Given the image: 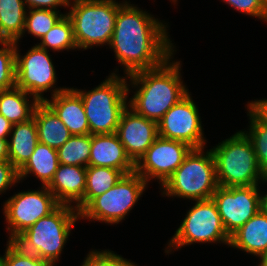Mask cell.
Wrapping results in <instances>:
<instances>
[{
	"label": "cell",
	"mask_w": 267,
	"mask_h": 266,
	"mask_svg": "<svg viewBox=\"0 0 267 266\" xmlns=\"http://www.w3.org/2000/svg\"><path fill=\"white\" fill-rule=\"evenodd\" d=\"M0 266H3V256H0Z\"/></svg>",
	"instance_id": "obj_41"
},
{
	"label": "cell",
	"mask_w": 267,
	"mask_h": 266,
	"mask_svg": "<svg viewBox=\"0 0 267 266\" xmlns=\"http://www.w3.org/2000/svg\"><path fill=\"white\" fill-rule=\"evenodd\" d=\"M89 166L110 167L125 175L135 172V164L126 154L116 132L91 135Z\"/></svg>",
	"instance_id": "obj_17"
},
{
	"label": "cell",
	"mask_w": 267,
	"mask_h": 266,
	"mask_svg": "<svg viewBox=\"0 0 267 266\" xmlns=\"http://www.w3.org/2000/svg\"><path fill=\"white\" fill-rule=\"evenodd\" d=\"M116 133L126 154L136 164L158 137L157 122L127 107L121 114Z\"/></svg>",
	"instance_id": "obj_15"
},
{
	"label": "cell",
	"mask_w": 267,
	"mask_h": 266,
	"mask_svg": "<svg viewBox=\"0 0 267 266\" xmlns=\"http://www.w3.org/2000/svg\"><path fill=\"white\" fill-rule=\"evenodd\" d=\"M187 94L157 122L158 136L181 141L192 148H205V137L198 108Z\"/></svg>",
	"instance_id": "obj_13"
},
{
	"label": "cell",
	"mask_w": 267,
	"mask_h": 266,
	"mask_svg": "<svg viewBox=\"0 0 267 266\" xmlns=\"http://www.w3.org/2000/svg\"><path fill=\"white\" fill-rule=\"evenodd\" d=\"M59 166L57 149L38 143L33 154L18 170L19 181L24 180L28 174H34L42 182V186H48L52 181Z\"/></svg>",
	"instance_id": "obj_23"
},
{
	"label": "cell",
	"mask_w": 267,
	"mask_h": 266,
	"mask_svg": "<svg viewBox=\"0 0 267 266\" xmlns=\"http://www.w3.org/2000/svg\"><path fill=\"white\" fill-rule=\"evenodd\" d=\"M267 182V175L264 176L262 180V184ZM260 209L261 211L267 215V193L264 196L261 194L260 196Z\"/></svg>",
	"instance_id": "obj_39"
},
{
	"label": "cell",
	"mask_w": 267,
	"mask_h": 266,
	"mask_svg": "<svg viewBox=\"0 0 267 266\" xmlns=\"http://www.w3.org/2000/svg\"><path fill=\"white\" fill-rule=\"evenodd\" d=\"M219 187L216 165L211 150L192 148L183 163L162 185L163 194L189 200L211 199Z\"/></svg>",
	"instance_id": "obj_6"
},
{
	"label": "cell",
	"mask_w": 267,
	"mask_h": 266,
	"mask_svg": "<svg viewBox=\"0 0 267 266\" xmlns=\"http://www.w3.org/2000/svg\"><path fill=\"white\" fill-rule=\"evenodd\" d=\"M260 257L267 253V215L261 210L230 236L229 247Z\"/></svg>",
	"instance_id": "obj_19"
},
{
	"label": "cell",
	"mask_w": 267,
	"mask_h": 266,
	"mask_svg": "<svg viewBox=\"0 0 267 266\" xmlns=\"http://www.w3.org/2000/svg\"><path fill=\"white\" fill-rule=\"evenodd\" d=\"M186 217L175 231L168 248L179 249L193 243H224L229 246L230 236L225 231L217 206L213 199L198 200L185 214ZM170 248V249H169Z\"/></svg>",
	"instance_id": "obj_9"
},
{
	"label": "cell",
	"mask_w": 267,
	"mask_h": 266,
	"mask_svg": "<svg viewBox=\"0 0 267 266\" xmlns=\"http://www.w3.org/2000/svg\"><path fill=\"white\" fill-rule=\"evenodd\" d=\"M33 117L39 143L58 149L72 136L65 124L44 101L36 106Z\"/></svg>",
	"instance_id": "obj_21"
},
{
	"label": "cell",
	"mask_w": 267,
	"mask_h": 266,
	"mask_svg": "<svg viewBox=\"0 0 267 266\" xmlns=\"http://www.w3.org/2000/svg\"><path fill=\"white\" fill-rule=\"evenodd\" d=\"M29 9H50L57 10V8L66 6L70 7V0H23Z\"/></svg>",
	"instance_id": "obj_35"
},
{
	"label": "cell",
	"mask_w": 267,
	"mask_h": 266,
	"mask_svg": "<svg viewBox=\"0 0 267 266\" xmlns=\"http://www.w3.org/2000/svg\"><path fill=\"white\" fill-rule=\"evenodd\" d=\"M172 56L155 68L127 76L136 87L128 107L135 113L158 122L164 114L189 92L181 81L180 61L170 62Z\"/></svg>",
	"instance_id": "obj_2"
},
{
	"label": "cell",
	"mask_w": 267,
	"mask_h": 266,
	"mask_svg": "<svg viewBox=\"0 0 267 266\" xmlns=\"http://www.w3.org/2000/svg\"><path fill=\"white\" fill-rule=\"evenodd\" d=\"M63 15L60 11L50 9H27L22 37L27 31L41 39Z\"/></svg>",
	"instance_id": "obj_28"
},
{
	"label": "cell",
	"mask_w": 267,
	"mask_h": 266,
	"mask_svg": "<svg viewBox=\"0 0 267 266\" xmlns=\"http://www.w3.org/2000/svg\"><path fill=\"white\" fill-rule=\"evenodd\" d=\"M86 168L82 166L59 164L47 188L56 200L63 205H76L84 198L86 187Z\"/></svg>",
	"instance_id": "obj_18"
},
{
	"label": "cell",
	"mask_w": 267,
	"mask_h": 266,
	"mask_svg": "<svg viewBox=\"0 0 267 266\" xmlns=\"http://www.w3.org/2000/svg\"><path fill=\"white\" fill-rule=\"evenodd\" d=\"M148 183L136 172L124 175L105 193L95 197L80 213V219L118 224L138 202Z\"/></svg>",
	"instance_id": "obj_8"
},
{
	"label": "cell",
	"mask_w": 267,
	"mask_h": 266,
	"mask_svg": "<svg viewBox=\"0 0 267 266\" xmlns=\"http://www.w3.org/2000/svg\"><path fill=\"white\" fill-rule=\"evenodd\" d=\"M90 149L91 134L72 135L57 149L59 164L88 167Z\"/></svg>",
	"instance_id": "obj_27"
},
{
	"label": "cell",
	"mask_w": 267,
	"mask_h": 266,
	"mask_svg": "<svg viewBox=\"0 0 267 266\" xmlns=\"http://www.w3.org/2000/svg\"><path fill=\"white\" fill-rule=\"evenodd\" d=\"M39 143L34 117L26 122L13 124L8 139L9 161L19 170L33 154Z\"/></svg>",
	"instance_id": "obj_20"
},
{
	"label": "cell",
	"mask_w": 267,
	"mask_h": 266,
	"mask_svg": "<svg viewBox=\"0 0 267 266\" xmlns=\"http://www.w3.org/2000/svg\"><path fill=\"white\" fill-rule=\"evenodd\" d=\"M13 124L0 114V139H8Z\"/></svg>",
	"instance_id": "obj_37"
},
{
	"label": "cell",
	"mask_w": 267,
	"mask_h": 266,
	"mask_svg": "<svg viewBox=\"0 0 267 266\" xmlns=\"http://www.w3.org/2000/svg\"><path fill=\"white\" fill-rule=\"evenodd\" d=\"M249 131H244L251 140L254 151L264 175H267V124L261 121L249 108Z\"/></svg>",
	"instance_id": "obj_29"
},
{
	"label": "cell",
	"mask_w": 267,
	"mask_h": 266,
	"mask_svg": "<svg viewBox=\"0 0 267 266\" xmlns=\"http://www.w3.org/2000/svg\"><path fill=\"white\" fill-rule=\"evenodd\" d=\"M191 149L184 142L158 136L135 164V172L147 183L150 179H157L162 186L183 163Z\"/></svg>",
	"instance_id": "obj_14"
},
{
	"label": "cell",
	"mask_w": 267,
	"mask_h": 266,
	"mask_svg": "<svg viewBox=\"0 0 267 266\" xmlns=\"http://www.w3.org/2000/svg\"><path fill=\"white\" fill-rule=\"evenodd\" d=\"M81 266H137L110 250H92Z\"/></svg>",
	"instance_id": "obj_32"
},
{
	"label": "cell",
	"mask_w": 267,
	"mask_h": 266,
	"mask_svg": "<svg viewBox=\"0 0 267 266\" xmlns=\"http://www.w3.org/2000/svg\"><path fill=\"white\" fill-rule=\"evenodd\" d=\"M0 91L16 86L15 42L0 41Z\"/></svg>",
	"instance_id": "obj_30"
},
{
	"label": "cell",
	"mask_w": 267,
	"mask_h": 266,
	"mask_svg": "<svg viewBox=\"0 0 267 266\" xmlns=\"http://www.w3.org/2000/svg\"><path fill=\"white\" fill-rule=\"evenodd\" d=\"M26 8L23 0H0V41L17 42L22 38Z\"/></svg>",
	"instance_id": "obj_25"
},
{
	"label": "cell",
	"mask_w": 267,
	"mask_h": 266,
	"mask_svg": "<svg viewBox=\"0 0 267 266\" xmlns=\"http://www.w3.org/2000/svg\"><path fill=\"white\" fill-rule=\"evenodd\" d=\"M10 197L3 206L10 233L8 241H14L41 217L52 213L60 205L46 186H42L41 190L18 192Z\"/></svg>",
	"instance_id": "obj_10"
},
{
	"label": "cell",
	"mask_w": 267,
	"mask_h": 266,
	"mask_svg": "<svg viewBox=\"0 0 267 266\" xmlns=\"http://www.w3.org/2000/svg\"><path fill=\"white\" fill-rule=\"evenodd\" d=\"M220 187L259 185L264 178L253 144L242 130L210 149ZM259 183V184H258Z\"/></svg>",
	"instance_id": "obj_3"
},
{
	"label": "cell",
	"mask_w": 267,
	"mask_h": 266,
	"mask_svg": "<svg viewBox=\"0 0 267 266\" xmlns=\"http://www.w3.org/2000/svg\"><path fill=\"white\" fill-rule=\"evenodd\" d=\"M125 1L119 7L109 47L127 76L158 67L174 54L168 26Z\"/></svg>",
	"instance_id": "obj_1"
},
{
	"label": "cell",
	"mask_w": 267,
	"mask_h": 266,
	"mask_svg": "<svg viewBox=\"0 0 267 266\" xmlns=\"http://www.w3.org/2000/svg\"><path fill=\"white\" fill-rule=\"evenodd\" d=\"M79 212L70 205L60 204L52 213L41 217L13 242L23 251L56 265Z\"/></svg>",
	"instance_id": "obj_4"
},
{
	"label": "cell",
	"mask_w": 267,
	"mask_h": 266,
	"mask_svg": "<svg viewBox=\"0 0 267 266\" xmlns=\"http://www.w3.org/2000/svg\"><path fill=\"white\" fill-rule=\"evenodd\" d=\"M259 185L218 187L212 199L215 202L223 227L231 236L260 209Z\"/></svg>",
	"instance_id": "obj_12"
},
{
	"label": "cell",
	"mask_w": 267,
	"mask_h": 266,
	"mask_svg": "<svg viewBox=\"0 0 267 266\" xmlns=\"http://www.w3.org/2000/svg\"><path fill=\"white\" fill-rule=\"evenodd\" d=\"M40 41L37 45L48 51L78 49L74 39L73 24L67 14H64Z\"/></svg>",
	"instance_id": "obj_26"
},
{
	"label": "cell",
	"mask_w": 267,
	"mask_h": 266,
	"mask_svg": "<svg viewBox=\"0 0 267 266\" xmlns=\"http://www.w3.org/2000/svg\"><path fill=\"white\" fill-rule=\"evenodd\" d=\"M31 96L17 86L0 91V114L12 124L28 121L40 103L36 97ZM29 98H33L32 102Z\"/></svg>",
	"instance_id": "obj_22"
},
{
	"label": "cell",
	"mask_w": 267,
	"mask_h": 266,
	"mask_svg": "<svg viewBox=\"0 0 267 266\" xmlns=\"http://www.w3.org/2000/svg\"><path fill=\"white\" fill-rule=\"evenodd\" d=\"M17 44L18 41L15 42L16 86L43 102V93L55 88L57 80L49 51L35 44L22 56Z\"/></svg>",
	"instance_id": "obj_11"
},
{
	"label": "cell",
	"mask_w": 267,
	"mask_h": 266,
	"mask_svg": "<svg viewBox=\"0 0 267 266\" xmlns=\"http://www.w3.org/2000/svg\"><path fill=\"white\" fill-rule=\"evenodd\" d=\"M122 4L123 1L118 3L116 0H70L71 8L66 14L72 21L78 49L110 45L116 15Z\"/></svg>",
	"instance_id": "obj_7"
},
{
	"label": "cell",
	"mask_w": 267,
	"mask_h": 266,
	"mask_svg": "<svg viewBox=\"0 0 267 266\" xmlns=\"http://www.w3.org/2000/svg\"><path fill=\"white\" fill-rule=\"evenodd\" d=\"M125 174L114 168L88 166L84 198L74 207L80 213L95 197L116 185Z\"/></svg>",
	"instance_id": "obj_24"
},
{
	"label": "cell",
	"mask_w": 267,
	"mask_h": 266,
	"mask_svg": "<svg viewBox=\"0 0 267 266\" xmlns=\"http://www.w3.org/2000/svg\"><path fill=\"white\" fill-rule=\"evenodd\" d=\"M18 170L10 161H0V194L6 192L9 187L19 183Z\"/></svg>",
	"instance_id": "obj_34"
},
{
	"label": "cell",
	"mask_w": 267,
	"mask_h": 266,
	"mask_svg": "<svg viewBox=\"0 0 267 266\" xmlns=\"http://www.w3.org/2000/svg\"><path fill=\"white\" fill-rule=\"evenodd\" d=\"M3 266H54L49 261L37 257L35 254L23 251L13 241L7 242L3 256Z\"/></svg>",
	"instance_id": "obj_31"
},
{
	"label": "cell",
	"mask_w": 267,
	"mask_h": 266,
	"mask_svg": "<svg viewBox=\"0 0 267 266\" xmlns=\"http://www.w3.org/2000/svg\"><path fill=\"white\" fill-rule=\"evenodd\" d=\"M125 77L111 73L89 91L74 89L81 97L91 135L115 133L121 114L128 107L130 85Z\"/></svg>",
	"instance_id": "obj_5"
},
{
	"label": "cell",
	"mask_w": 267,
	"mask_h": 266,
	"mask_svg": "<svg viewBox=\"0 0 267 266\" xmlns=\"http://www.w3.org/2000/svg\"><path fill=\"white\" fill-rule=\"evenodd\" d=\"M223 2L240 13L258 17L267 22V4L264 0H223Z\"/></svg>",
	"instance_id": "obj_33"
},
{
	"label": "cell",
	"mask_w": 267,
	"mask_h": 266,
	"mask_svg": "<svg viewBox=\"0 0 267 266\" xmlns=\"http://www.w3.org/2000/svg\"><path fill=\"white\" fill-rule=\"evenodd\" d=\"M0 161H9L8 139H0Z\"/></svg>",
	"instance_id": "obj_38"
},
{
	"label": "cell",
	"mask_w": 267,
	"mask_h": 266,
	"mask_svg": "<svg viewBox=\"0 0 267 266\" xmlns=\"http://www.w3.org/2000/svg\"><path fill=\"white\" fill-rule=\"evenodd\" d=\"M51 99L44 102L55 112L72 135L90 134L89 123L80 95L74 88L52 89Z\"/></svg>",
	"instance_id": "obj_16"
},
{
	"label": "cell",
	"mask_w": 267,
	"mask_h": 266,
	"mask_svg": "<svg viewBox=\"0 0 267 266\" xmlns=\"http://www.w3.org/2000/svg\"><path fill=\"white\" fill-rule=\"evenodd\" d=\"M259 258L261 260L258 266H267V253L262 254Z\"/></svg>",
	"instance_id": "obj_40"
},
{
	"label": "cell",
	"mask_w": 267,
	"mask_h": 266,
	"mask_svg": "<svg viewBox=\"0 0 267 266\" xmlns=\"http://www.w3.org/2000/svg\"><path fill=\"white\" fill-rule=\"evenodd\" d=\"M249 108L261 121L267 124V99L248 102Z\"/></svg>",
	"instance_id": "obj_36"
}]
</instances>
